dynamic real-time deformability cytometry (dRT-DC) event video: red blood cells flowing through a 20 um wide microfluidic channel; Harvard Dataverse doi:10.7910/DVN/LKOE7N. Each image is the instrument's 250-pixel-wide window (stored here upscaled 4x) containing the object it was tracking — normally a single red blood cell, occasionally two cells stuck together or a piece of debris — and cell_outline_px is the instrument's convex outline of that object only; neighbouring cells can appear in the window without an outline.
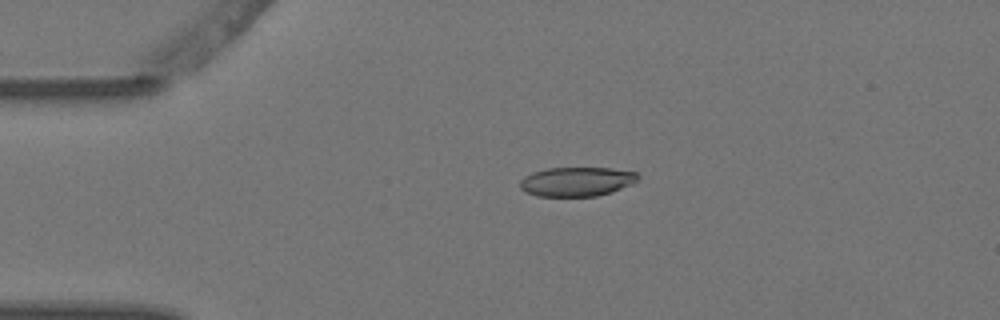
{"species": "Egyptian fruit bat (a non-hibernating species)", "species_latin": "Rousettus aegyptiacus", "temperature_condition": "warm", "stored_images_in_passage": 3, "camera_frame_rate_fps": 3000, "um_per_image_px": 0.085, "animal": {"sex": "female"}, "frame": {"image": 1, "passage_image": 2, "time_ms": 0.333, "image_size_px": [1000, 320], "cell_outline_px": [[640, 176], [636, 180], [612, 192], [596, 196], [536, 196], [524, 192], [520, 188], [520, 180], [524, 176], [532, 172], [548, 168], [612, 168], [636, 172]], "centroid_in_image_um": [48.96, 15.43], "position_along_channel_um": 36.0, "area_um2": 20.06}}
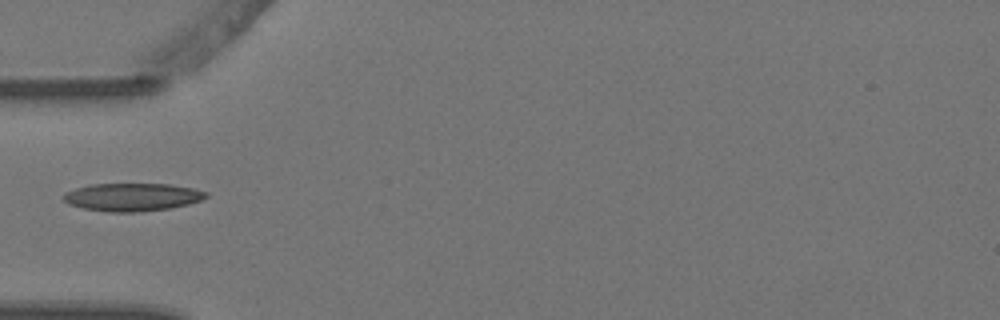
{"frame": {"image": 2, "passage_image": 3, "time_ms": 0.667, "image_size_px": [1000, 320], "cell_outline_px": [[208, 196], [200, 200], [188, 204], [168, 208], [140, 212], [108, 212], [84, 208], [68, 204], [64, 200], [64, 192], [88, 184], [168, 184], [192, 188], [208, 192]], "centroid_in_image_um": [11.22, 16.75], "position_along_channel_um": 73.8, "area_um2": 23.12}}